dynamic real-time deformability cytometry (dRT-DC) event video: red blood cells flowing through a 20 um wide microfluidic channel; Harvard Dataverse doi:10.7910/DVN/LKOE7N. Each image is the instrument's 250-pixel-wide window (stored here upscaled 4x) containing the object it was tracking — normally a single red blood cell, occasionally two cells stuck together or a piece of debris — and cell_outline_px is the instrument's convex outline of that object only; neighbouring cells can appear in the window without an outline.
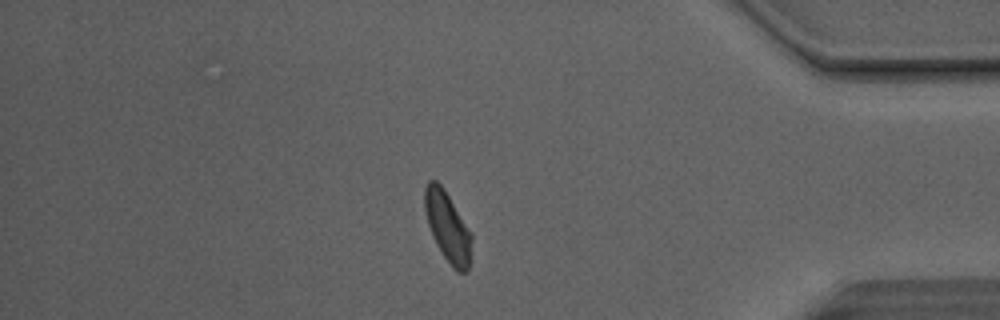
{"species": "Egyptian fruit bat (a non-hibernating species)", "species_latin": "Rousettus aegyptiacus", "temperature_condition": "room temperature", "stored_images_in_passage": 43, "camera_frame_rate_fps": 3000, "um_per_image_px": 0.085, "animal": {"sex": "male"}, "frame": {"image": 1, "passage_image": 42, "time_ms": 13.667, "image_size_px": [1000, 320], "cell_outline_px": [[472, 260], [468, 268], [464, 272], [456, 272], [452, 268], [436, 244], [432, 236], [424, 212], [424, 188], [428, 180], [436, 180], [444, 188], [472, 232]], "centroid_in_image_um": [38.07, 19.28], "position_along_channel_um": 397.1, "area_um2": 19.59}}